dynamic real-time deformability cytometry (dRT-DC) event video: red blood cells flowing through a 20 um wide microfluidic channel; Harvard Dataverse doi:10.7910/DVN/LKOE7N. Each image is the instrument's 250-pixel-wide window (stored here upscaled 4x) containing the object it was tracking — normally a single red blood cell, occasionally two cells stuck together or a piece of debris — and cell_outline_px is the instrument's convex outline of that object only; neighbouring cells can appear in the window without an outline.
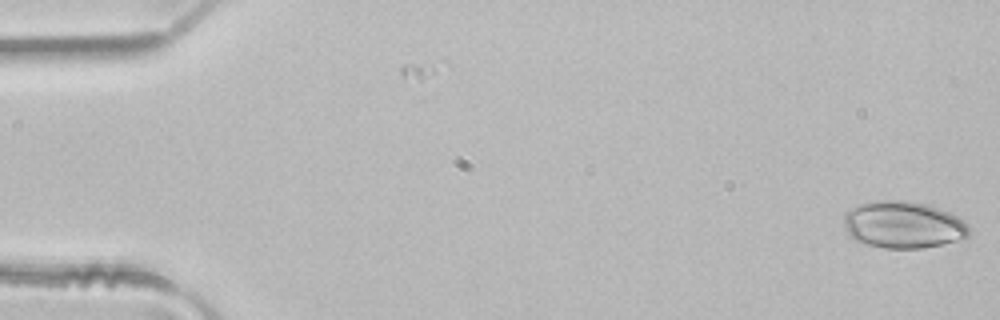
{"species": "common noctule bat (a hibernating species)", "species_latin": "Nyctalus noctula", "temperature_condition": "room temperature", "stored_images_in_passage": 49, "camera_frame_rate_fps": 3000, "um_per_image_px": 0.085, "animal": {"sex": "male", "body_mass_g": 21.5, "forearm_length_mm": 52.0}, "frame": {"image": 1, "passage_image": 1, "time_ms": 0.0, "image_size_px": [1000, 320], "cell_outline_px": [[968, 236], [964, 240], [924, 248], [884, 248], [868, 244], [856, 240], [848, 232], [844, 224], [844, 212], [860, 204], [884, 200], [904, 200], [928, 204], [948, 212], [956, 216], [968, 224]], "centroid_in_image_um": [76.81, 19.11], "position_along_channel_um": 8.2, "area_um2": 34.22}}
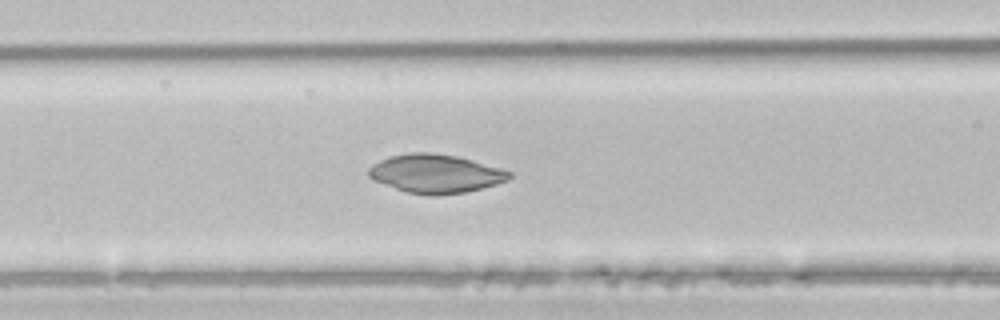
{"frame": {"image": 2, "passage_image": 20, "time_ms": 6.333, "image_size_px": [1000, 320], "cell_outline_px": [[512, 176], [508, 180], [496, 184], [464, 192], [436, 196], [432, 196], [404, 192], [372, 180], [368, 176], [368, 168], [380, 160], [392, 156], [412, 152], [428, 152], [456, 156], [472, 160], [500, 168], [512, 172]], "centroid_in_image_um": [36.99, 14.77], "position_along_channel_um": 129.6, "area_um2": 31.62}}
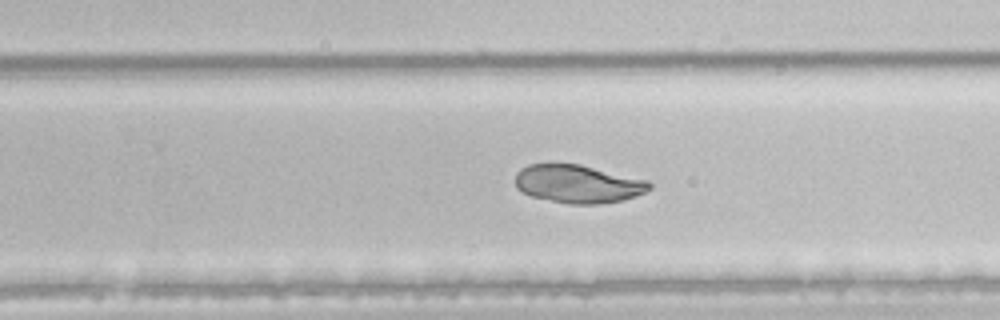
{"frame": {"image": 3, "passage_image": 31, "time_ms": 10.0, "image_size_px": [1000, 320], "cell_outline_px": [[652, 188], [636, 196], [624, 200], [596, 204], [568, 204], [532, 196], [516, 188], [516, 172], [520, 168], [528, 164], [580, 164], [648, 180], [652, 184]], "centroid_in_image_um": [49.15, 15.63], "position_along_channel_um": 280.7, "area_um2": 29.82}}